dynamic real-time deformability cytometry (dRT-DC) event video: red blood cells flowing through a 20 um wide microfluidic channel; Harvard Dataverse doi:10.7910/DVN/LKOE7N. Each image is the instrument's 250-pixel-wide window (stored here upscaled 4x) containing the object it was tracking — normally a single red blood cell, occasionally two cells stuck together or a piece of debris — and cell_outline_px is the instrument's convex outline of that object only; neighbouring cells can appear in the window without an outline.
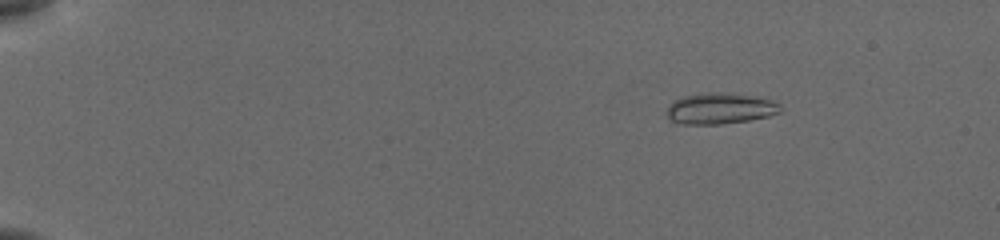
{"species": "common noctule bat (a hibernating species)", "species_latin": "Nyctalus noctula", "temperature_condition": "cold", "stored_images_in_passage": 48, "camera_frame_rate_fps": 3000, "um_per_image_px": 0.085, "animal": {"sex": "female", "body_mass_g": 19.5, "forearm_length_mm": 54.1}, "frame": {"image": 1, "passage_image": 2, "time_ms": 0.333, "image_size_px": [1000, 240], "cell_outline_px": [[784, 108], [780, 112], [768, 116], [748, 120], [720, 124], [676, 124], [668, 116], [668, 108], [672, 100], [684, 96], [708, 92], [712, 92], [748, 96], [768, 100], [780, 104]], "centroid_in_image_um": [61.17, 9.24], "position_along_channel_um": 23.8, "area_um2": 20.17}}
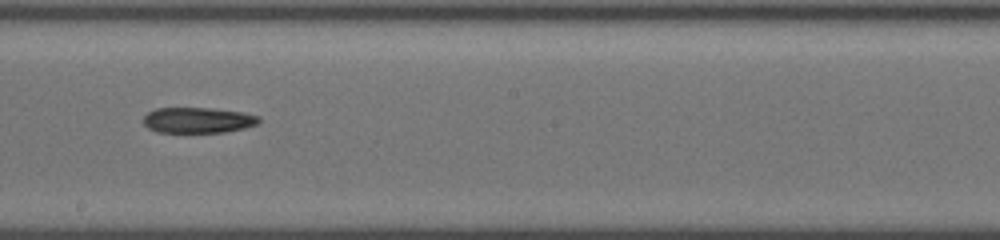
{"frame": {"image": 2, "passage_image": 27, "time_ms": 8.667, "image_size_px": [1000, 240], "cell_outline_px": [[260, 120], [256, 124], [244, 128], [224, 132], [156, 132], [148, 128], [144, 124], [144, 116], [148, 112], [156, 108], [212, 108], [244, 112], [260, 116]], "centroid_in_image_um": [16.82, 10.21], "position_along_channel_um": 231.4, "area_um2": 17.28}}
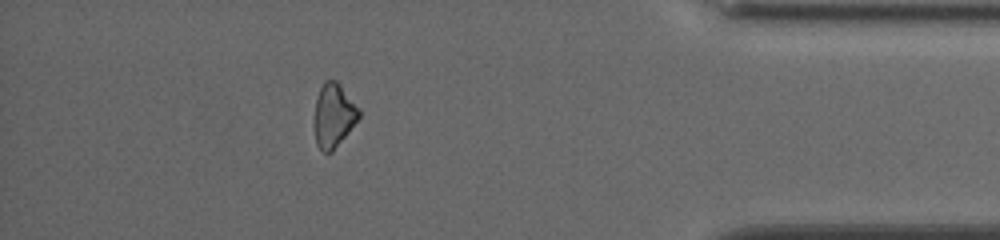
{"frame": {"image": 3, "passage_image": 43, "time_ms": 14.0, "image_size_px": [1000, 240], "cell_outline_px": [[360, 116], [332, 152], [324, 152], [316, 144], [312, 124], [316, 100], [320, 88], [324, 80], [336, 80], [340, 84], [360, 108]], "centroid_in_image_um": [28.32, 9.8], "position_along_channel_um": 406.9, "area_um2": 16.76}}